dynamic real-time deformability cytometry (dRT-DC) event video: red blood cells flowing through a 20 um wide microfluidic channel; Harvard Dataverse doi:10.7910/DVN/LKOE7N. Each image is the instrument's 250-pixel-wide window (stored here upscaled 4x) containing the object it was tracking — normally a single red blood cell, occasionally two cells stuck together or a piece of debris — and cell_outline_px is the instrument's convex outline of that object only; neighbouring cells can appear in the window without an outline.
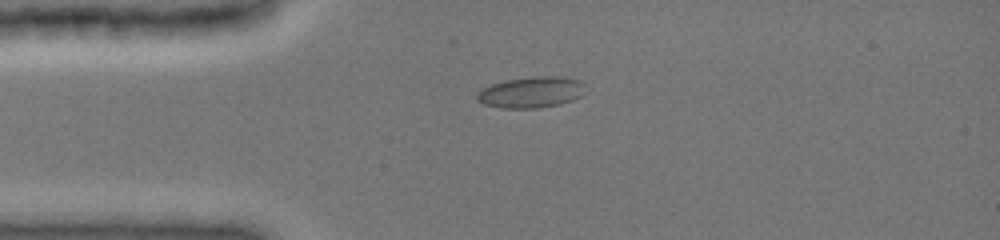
{"species": "common noctule bat (a hibernating species)", "species_latin": "Nyctalus noctula", "temperature_condition": "cold", "stored_images_in_passage": 58, "camera_frame_rate_fps": 3000, "um_per_image_px": 0.085, "animal": {"sex": "female", "body_mass_g": 19.0, "forearm_length_mm": 51.5}, "frame": {"image": 1, "passage_image": 1, "time_ms": 0.0, "image_size_px": [1000, 240], "cell_outline_px": [[584, 84], [580, 96], [572, 100], [560, 104], [536, 108], [500, 108], [484, 104], [476, 100], [476, 92], [492, 84], [504, 80], [532, 76], [560, 76], [580, 80]], "centroid_in_image_um": [45.11, 7.83], "position_along_channel_um": 39.9, "area_um2": 19.65}}
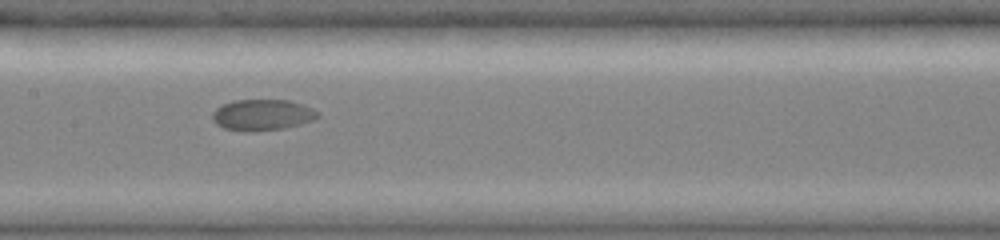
{"frame": {"image": 2, "passage_image": 27, "time_ms": 4.333, "image_size_px": [1000, 240], "cell_outline_px": [[320, 116], [312, 120], [300, 124], [284, 128], [252, 132], [244, 132], [224, 128], [216, 124], [212, 120], [212, 112], [216, 108], [232, 100], [288, 100], [312, 108], [320, 112]], "centroid_in_image_um": [22.27, 9.77], "position_along_channel_um": 185.1, "area_um2": 19.19}}
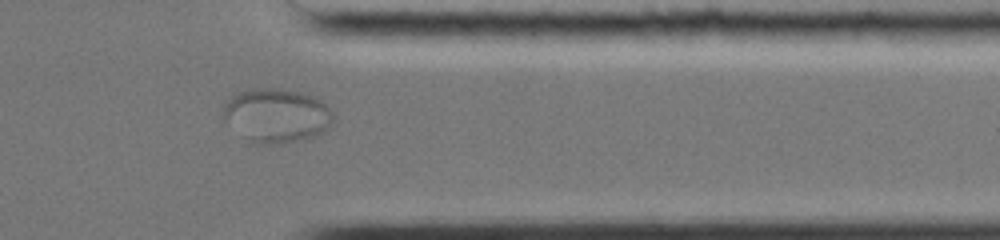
{"frame": {"image": 3, "passage_image": 49, "time_ms": 9.667, "image_size_px": [1000, 240], "cell_outline_px": [[336, 116], [332, 124], [324, 132], [316, 136], [284, 144], [256, 144], [244, 136], [224, 116], [224, 100], [228, 96], [252, 88], [272, 88], [300, 92], [320, 100]], "centroid_in_image_um": [23.55, 9.81], "position_along_channel_um": 387.9, "area_um2": 34.39}}